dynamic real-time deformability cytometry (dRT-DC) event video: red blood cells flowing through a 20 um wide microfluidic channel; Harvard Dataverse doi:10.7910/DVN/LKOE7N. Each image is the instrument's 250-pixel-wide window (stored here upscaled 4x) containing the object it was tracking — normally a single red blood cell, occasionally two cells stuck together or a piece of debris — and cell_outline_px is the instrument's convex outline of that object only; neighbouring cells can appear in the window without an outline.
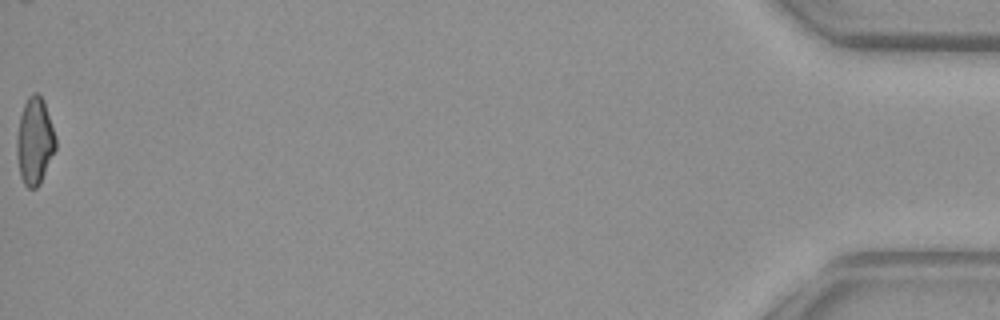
{"species": "common noctule bat (a hibernating species)", "species_latin": "Nyctalus noctula", "temperature_condition": "warm", "stored_images_in_passage": 38, "camera_frame_rate_fps": 3000, "um_per_image_px": 0.085, "animal": {"sex": "female", "body_mass_g": 29.2, "forearm_length_mm": 56.3}, "frame": {"image": 1, "passage_image": 38, "time_ms": 12.333, "image_size_px": [1000, 320], "cell_outline_px": [[56, 148], [40, 184], [36, 188], [28, 188], [24, 184], [20, 176], [16, 152], [16, 140], [20, 116], [24, 104], [28, 96], [32, 92], [36, 92], [44, 100], [56, 136]], "centroid_in_image_um": [2.95, 11.99], "position_along_channel_um": 432.3, "area_um2": 19.83}, "authors_computed_cell_mechanics": {"area_um2": 20.0566, "velocity_mm_per_s": 3.9103, "shape_relaxation_time_tau1_ms": null, "shape_relaxation_time_tau2_ms": 3.2651, "deformation_change_tau1": null, "deformation_change_tau2": 0.0925}}